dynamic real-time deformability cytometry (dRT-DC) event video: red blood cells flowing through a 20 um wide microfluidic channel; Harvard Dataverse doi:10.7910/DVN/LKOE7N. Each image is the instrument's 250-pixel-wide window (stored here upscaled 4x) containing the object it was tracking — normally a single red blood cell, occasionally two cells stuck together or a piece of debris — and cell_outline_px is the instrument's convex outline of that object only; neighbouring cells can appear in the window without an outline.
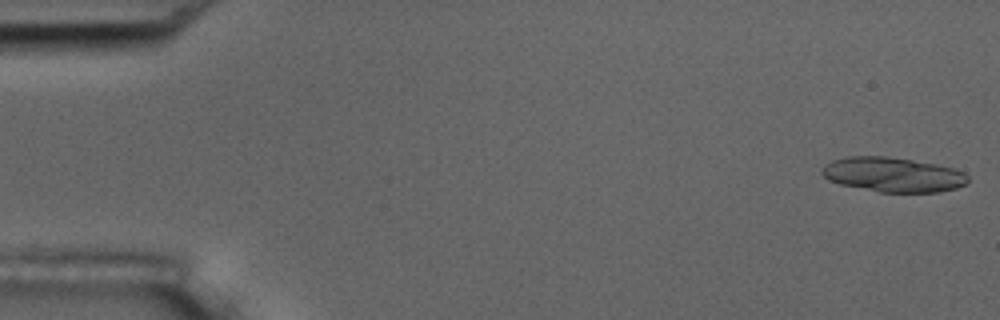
{"species": "common noctule bat (a hibernating species)", "species_latin": "Nyctalus noctula", "temperature_condition": "room temperature", "stored_images_in_passage": 16, "camera_frame_rate_fps": 3000, "um_per_image_px": 0.085, "animal": {"sex": "male", "body_mass_g": 17.5, "forearm_length_mm": 52.3}, "frame": {"image": 1, "passage_image": 1, "time_ms": 0.0, "image_size_px": [1000, 320], "cell_outline_px": [[968, 184], [956, 188], [936, 192], [880, 192], [840, 184], [828, 180], [820, 172], [820, 168], [824, 164], [832, 160], [848, 156], [888, 156], [936, 164], [952, 168], [964, 172], [968, 176]], "centroid_in_image_um": [75.87, 14.84], "position_along_channel_um": 9.1, "area_um2": 29.59}}